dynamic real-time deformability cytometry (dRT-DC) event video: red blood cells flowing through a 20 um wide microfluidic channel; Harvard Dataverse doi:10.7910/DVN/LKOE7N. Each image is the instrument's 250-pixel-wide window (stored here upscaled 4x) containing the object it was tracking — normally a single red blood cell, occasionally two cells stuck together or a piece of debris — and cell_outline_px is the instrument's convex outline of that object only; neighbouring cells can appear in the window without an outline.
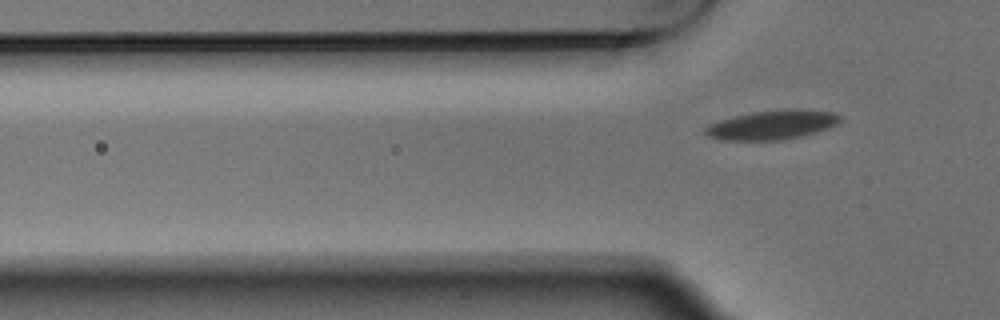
{"species": "Egyptian fruit bat (a non-hibernating species)", "species_latin": "Rousettus aegyptiacus", "temperature_condition": "warm", "stored_images_in_passage": 4, "camera_frame_rate_fps": 3000, "um_per_image_px": 0.085, "animal": {"sex": "male"}, "frame": {"image": 1, "passage_image": 4, "time_ms": 1.0, "image_size_px": [1000, 320], "cell_outline_px": [[844, 116], [836, 124], [828, 128], [816, 132], [784, 140], [724, 140], [708, 136], [704, 132], [704, 128], [708, 124], [720, 120], [752, 112], [796, 108], [832, 112]], "centroid_in_image_um": [65.65, 10.61], "position_along_channel_um": 60.2, "area_um2": 22.95}}